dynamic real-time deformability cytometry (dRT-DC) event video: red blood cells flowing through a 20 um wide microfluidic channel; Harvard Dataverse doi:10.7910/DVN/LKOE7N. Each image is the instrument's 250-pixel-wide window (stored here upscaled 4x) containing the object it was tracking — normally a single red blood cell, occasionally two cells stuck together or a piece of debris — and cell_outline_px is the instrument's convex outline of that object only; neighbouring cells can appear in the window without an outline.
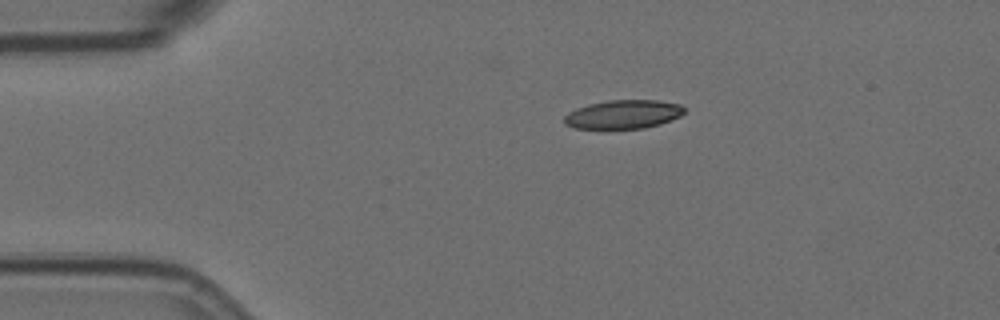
{"species": "Egyptian fruit bat (a non-hibernating species)", "species_latin": "Rousettus aegyptiacus", "temperature_condition": "room temperature", "stored_images_in_passage": 4, "camera_frame_rate_fps": 3000, "um_per_image_px": 0.085, "animal": {"sex": "female"}, "frame": {"image": 1, "passage_image": 1, "time_ms": 0.0, "image_size_px": [1000, 320], "cell_outline_px": [[684, 112], [680, 116], [660, 124], [644, 128], [576, 128], [564, 124], [564, 116], [568, 112], [576, 108], [588, 104], [608, 100], [660, 100], [680, 104], [684, 108]], "centroid_in_image_um": [52.97, 9.71], "position_along_channel_um": 32.0, "area_um2": 20.06}}